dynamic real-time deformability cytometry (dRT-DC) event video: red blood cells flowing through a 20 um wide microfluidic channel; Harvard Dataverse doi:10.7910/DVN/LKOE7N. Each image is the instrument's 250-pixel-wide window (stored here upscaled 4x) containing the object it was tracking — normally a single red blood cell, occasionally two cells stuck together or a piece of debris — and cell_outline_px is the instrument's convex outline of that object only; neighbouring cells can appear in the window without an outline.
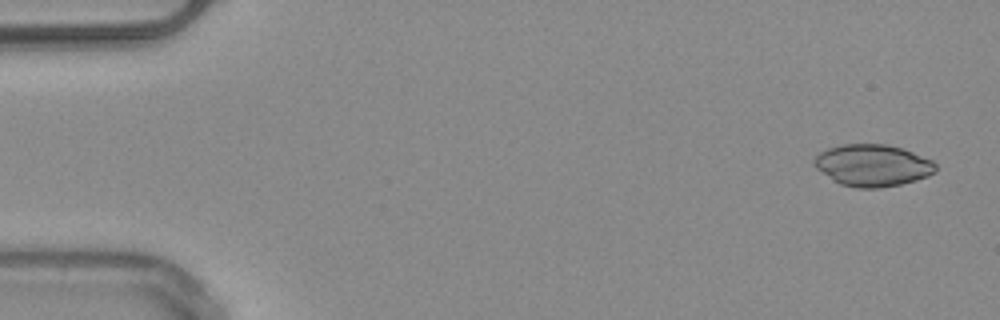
{"species": "common noctule bat (a hibernating species)", "species_latin": "Nyctalus noctula", "temperature_condition": "warm", "stored_images_in_passage": 7, "camera_frame_rate_fps": 3000, "um_per_image_px": 0.085, "animal": {"sex": "male", "body_mass_g": 20.4}, "frame": {"image": 1, "passage_image": 1, "time_ms": 0.0, "image_size_px": [1000, 320], "cell_outline_px": [[936, 172], [928, 176], [916, 180], [900, 184], [880, 188], [856, 188], [840, 184], [816, 168], [812, 164], [812, 160], [820, 152], [828, 148], [844, 144], [884, 144], [900, 148], [912, 152], [932, 160], [936, 164]], "centroid_in_image_um": [74.16, 14.06], "position_along_channel_um": 10.8, "area_um2": 29.54}}